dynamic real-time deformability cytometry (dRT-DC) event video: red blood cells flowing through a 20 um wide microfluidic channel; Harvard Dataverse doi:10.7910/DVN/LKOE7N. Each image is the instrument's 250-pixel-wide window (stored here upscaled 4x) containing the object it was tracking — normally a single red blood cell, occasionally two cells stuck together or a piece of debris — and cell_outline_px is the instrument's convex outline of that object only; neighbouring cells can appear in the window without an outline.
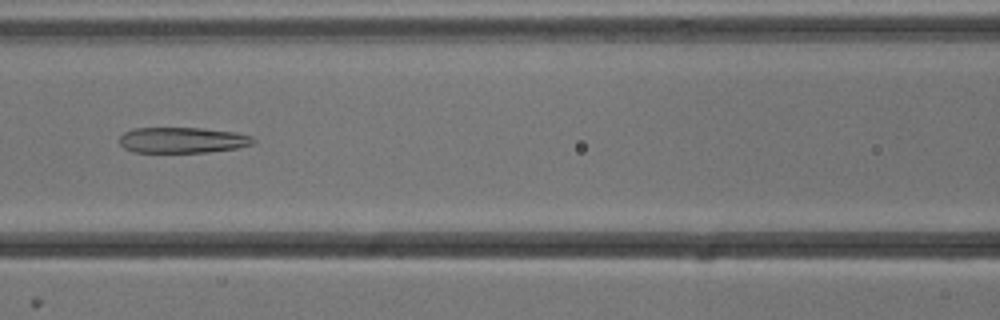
{"species": "common noctule bat (a hibernating species)", "species_latin": "Nyctalus noctula", "temperature_condition": "cold", "stored_images_in_passage": 44, "camera_frame_rate_fps": 3000, "um_per_image_px": 0.085, "animal": {"sex": "male", "body_mass_g": 13.3}, "frame": {"image": 1, "passage_image": 14, "time_ms": 4.333, "image_size_px": [1000, 320], "cell_outline_px": [[256, 140], [252, 144], [236, 148], [208, 152], [132, 152], [124, 148], [120, 144], [120, 136], [124, 132], [132, 128], [204, 128], [236, 132], [252, 136]], "centroid_in_image_um": [15.5, 11.9], "position_along_channel_um": 151.1, "area_um2": 20.17}}
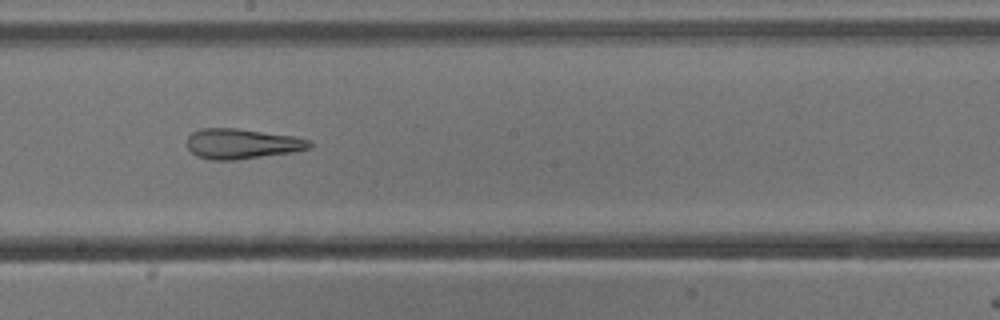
{"frame": {"image": 2, "passage_image": 20, "time_ms": 6.333, "image_size_px": [1000, 320], "cell_outline_px": [[312, 148], [292, 152], [236, 160], [212, 160], [196, 156], [188, 148], [188, 136], [192, 132], [200, 128], [236, 128], [296, 136], [308, 140], [312, 144]], "centroid_in_image_um": [20.57, 12.22], "position_along_channel_um": 227.6, "area_um2": 21.62}}
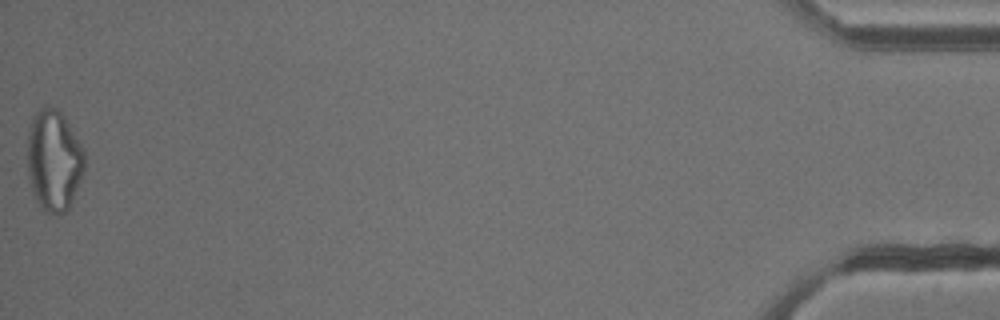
{"frame": {"image": 3, "passage_image": 44, "time_ms": 14.333, "image_size_px": [1000, 320], "cell_outline_px": [[84, 168], [68, 208], [64, 212], [44, 212], [36, 200], [32, 192], [28, 176], [28, 132], [32, 116], [44, 104], [56, 108], [64, 116], [84, 148]], "centroid_in_image_um": [4.55, 13.57], "position_along_channel_um": 430.6, "area_um2": 33.47}, "authors_computed_cell_mechanics": {"area_um2": 25.4898, "velocity_mm_per_s": 3.8346, "shape_relaxation_time_tau1_ms": null, "shape_relaxation_time_tau2_ms": 3.7538, "deformation_change_tau1": null, "deformation_change_tau2": 0.1705}}